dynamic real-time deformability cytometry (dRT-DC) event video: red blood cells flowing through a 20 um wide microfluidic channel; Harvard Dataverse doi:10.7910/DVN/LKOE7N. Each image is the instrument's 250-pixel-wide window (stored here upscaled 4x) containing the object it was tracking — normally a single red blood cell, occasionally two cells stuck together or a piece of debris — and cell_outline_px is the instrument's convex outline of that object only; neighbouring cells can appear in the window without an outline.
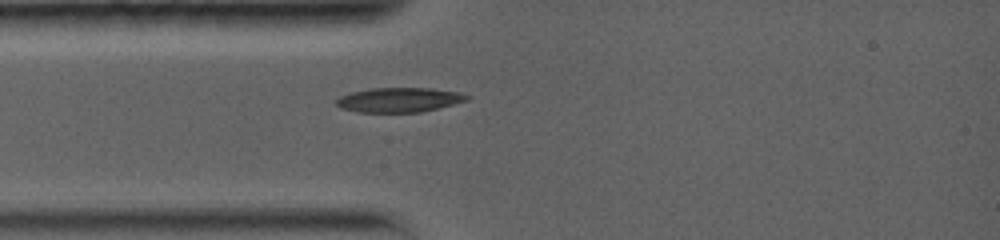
{"species": "common noctule bat (a hibernating species)", "species_latin": "Nyctalus noctula", "temperature_condition": "warm", "stored_images_in_passage": 12, "camera_frame_rate_fps": 5000, "um_per_image_px": 0.085, "animal": {"sex": "female", "body_mass_g": 19.0, "forearm_length_mm": 56.7}, "frame": {"image": 1, "passage_image": 1, "time_ms": 0.0, "image_size_px": [1000, 240], "cell_outline_px": [[472, 96], [468, 100], [420, 112], [356, 112], [340, 108], [336, 104], [336, 100], [340, 96], [352, 92], [368, 88], [432, 88], [460, 92]], "centroid_in_image_um": [33.92, 8.48], "position_along_channel_um": 51.1, "area_um2": 18.73}}
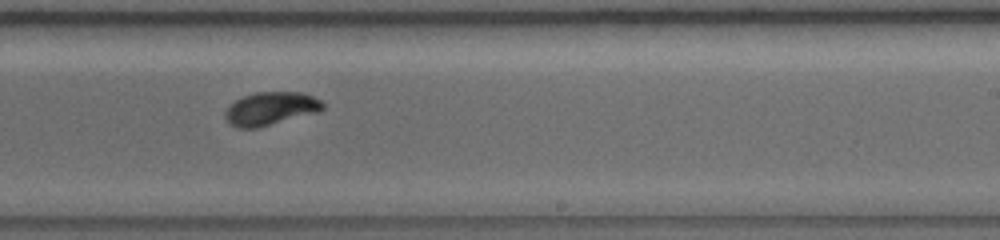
{"frame": {"image": 2, "passage_image": 7, "time_ms": 5.6, "image_size_px": [1000, 240], "cell_outline_px": [[324, 108], [316, 112], [256, 128], [236, 128], [228, 124], [224, 116], [224, 112], [228, 104], [244, 96], [256, 92], [300, 92], [312, 96], [320, 100], [324, 104]], "centroid_in_image_um": [22.93, 9.23], "position_along_channel_um": 266.1, "area_um2": 18.79}}
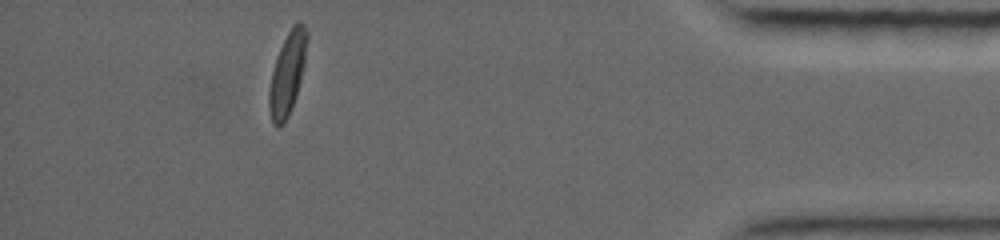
{"frame": {"image": 3, "passage_image": 12, "time_ms": 10.8, "image_size_px": [1000, 240], "cell_outline_px": [[308, 36], [304, 64], [296, 96], [288, 116], [284, 124], [276, 128], [272, 124], [268, 108], [268, 92], [272, 72], [280, 48], [292, 24], [296, 20], [300, 20], [304, 24], [308, 32]], "centroid_in_image_um": [24.42, 6.26], "position_along_channel_um": 410.8, "area_um2": 18.32}}